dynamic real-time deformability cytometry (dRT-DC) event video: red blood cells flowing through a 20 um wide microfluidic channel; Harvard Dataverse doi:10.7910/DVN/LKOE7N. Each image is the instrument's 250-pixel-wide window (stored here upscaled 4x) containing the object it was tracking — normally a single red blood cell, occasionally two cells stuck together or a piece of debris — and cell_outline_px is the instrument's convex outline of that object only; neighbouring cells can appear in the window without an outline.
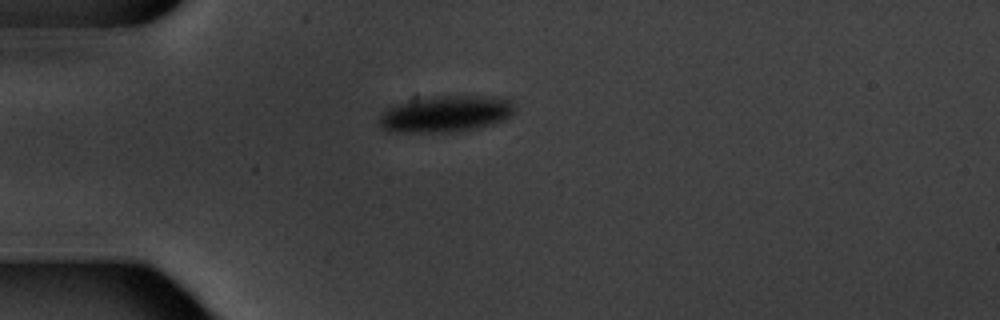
{"species": "common noctule bat (a hibernating species)", "species_latin": "Nyctalus noctula", "temperature_condition": "warm", "stored_images_in_passage": 4, "camera_frame_rate_fps": 3000, "um_per_image_px": 0.085, "animal": {"sex": "male", "body_mass_g": 20.1, "forearm_length_mm": 53.5}, "frame": {"image": 1, "passage_image": 1, "time_ms": 0.0, "image_size_px": [1000, 320], "cell_outline_px": [[516, 108], [512, 116], [504, 120], [492, 124], [476, 128], [452, 132], [388, 132], [380, 128], [380, 116], [388, 108], [412, 100], [440, 96], [508, 96]], "centroid_in_image_um": [37.97, 9.68], "position_along_channel_um": 47.0, "area_um2": 28.9}}